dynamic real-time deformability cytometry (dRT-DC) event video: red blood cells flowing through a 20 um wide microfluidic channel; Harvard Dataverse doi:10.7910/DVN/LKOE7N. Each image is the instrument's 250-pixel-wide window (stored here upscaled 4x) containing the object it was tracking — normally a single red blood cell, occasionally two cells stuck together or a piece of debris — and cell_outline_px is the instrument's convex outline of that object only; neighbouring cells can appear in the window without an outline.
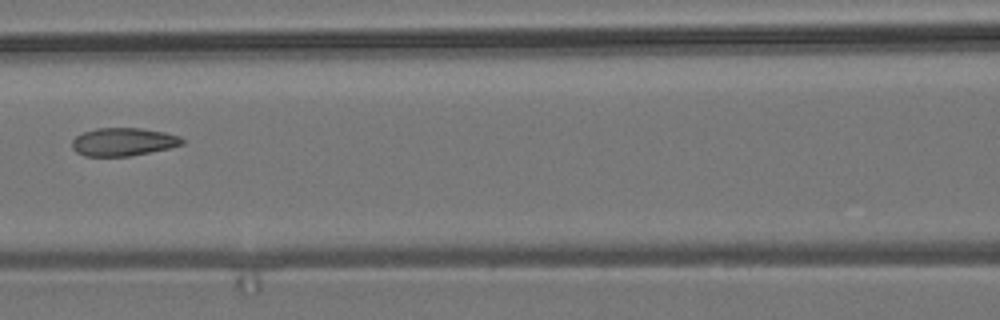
{"species": "common noctule bat (a hibernating species)", "species_latin": "Nyctalus noctula", "temperature_condition": "room temperature", "stored_images_in_passage": 4, "camera_frame_rate_fps": 3000, "um_per_image_px": 0.085, "animal": {"sex": "male", "body_mass_g": 19.2, "forearm_length_mm": 51.8}, "frame": {"image": 1, "passage_image": 4, "time_ms": 1.0, "image_size_px": [1000, 320], "cell_outline_px": [[184, 144], [168, 148], [128, 156], [84, 156], [76, 152], [72, 148], [72, 140], [76, 136], [84, 132], [96, 128], [140, 128], [164, 132], [180, 136], [184, 140]], "centroid_in_image_um": [10.46, 12.05], "position_along_channel_um": 156.1, "area_um2": 17.92}}